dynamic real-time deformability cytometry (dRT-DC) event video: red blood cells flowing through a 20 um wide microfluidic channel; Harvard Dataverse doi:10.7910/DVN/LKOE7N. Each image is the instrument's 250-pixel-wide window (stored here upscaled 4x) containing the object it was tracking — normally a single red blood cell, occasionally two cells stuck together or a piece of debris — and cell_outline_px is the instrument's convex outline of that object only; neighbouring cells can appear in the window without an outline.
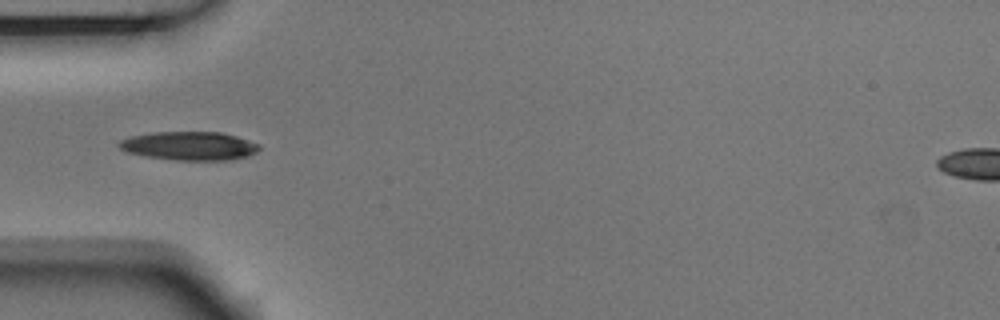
{"species": "Egyptian fruit bat (a non-hibernating species)", "species_latin": "Rousettus aegyptiacus", "temperature_condition": "room temperature", "stored_images_in_passage": 5, "camera_frame_rate_fps": 3000, "um_per_image_px": 0.085, "animal": {"sex": "male"}, "frame": {"image": 1, "passage_image": 3, "time_ms": 0.667, "image_size_px": [1000, 320], "cell_outline_px": [[260, 148], [256, 152], [248, 156], [232, 160], [176, 160], [144, 156], [128, 152], [120, 148], [116, 144], [120, 140], [132, 136], [152, 132], [220, 132], [236, 136], [260, 144]], "centroid_in_image_um": [16.1, 12.4], "position_along_channel_um": 68.9, "area_um2": 23.41}}
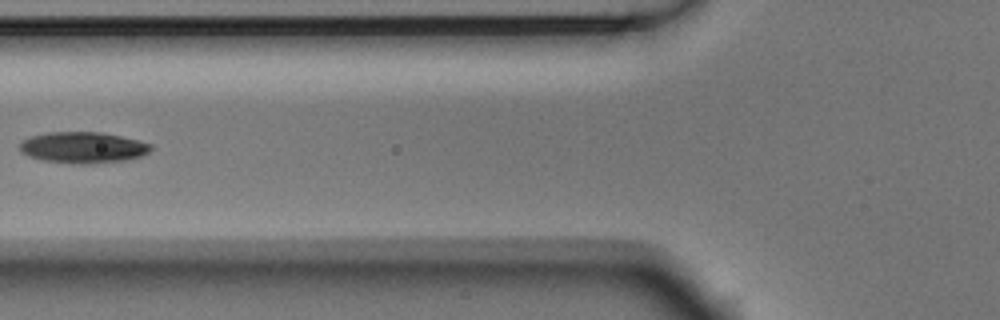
{"frame": {"image": 2, "passage_image": 4, "time_ms": 1.0, "image_size_px": [1000, 320], "cell_outline_px": [[152, 148], [148, 152], [140, 156], [124, 160], [92, 164], [76, 164], [44, 160], [28, 156], [20, 152], [20, 144], [24, 140], [32, 136], [48, 132], [100, 132], [120, 136], [152, 144]], "centroid_in_image_um": [7.04, 12.54], "position_along_channel_um": 118.8, "area_um2": 23.64}}
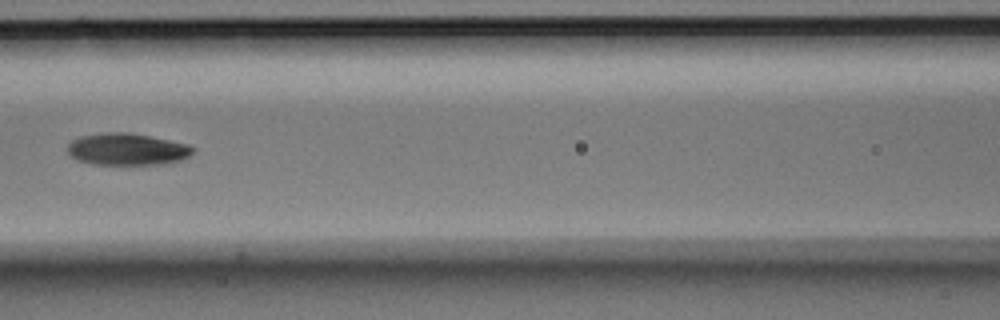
{"frame": {"image": 3, "passage_image": 5, "time_ms": 1.333, "image_size_px": [1000, 320], "cell_outline_px": [[196, 148], [188, 156], [180, 160], [164, 164], [92, 164], [80, 160], [72, 156], [68, 152], [68, 144], [72, 140], [80, 136], [104, 132], [128, 132], [188, 144]], "centroid_in_image_um": [10.8, 12.68], "position_along_channel_um": 155.8, "area_um2": 23.12}}